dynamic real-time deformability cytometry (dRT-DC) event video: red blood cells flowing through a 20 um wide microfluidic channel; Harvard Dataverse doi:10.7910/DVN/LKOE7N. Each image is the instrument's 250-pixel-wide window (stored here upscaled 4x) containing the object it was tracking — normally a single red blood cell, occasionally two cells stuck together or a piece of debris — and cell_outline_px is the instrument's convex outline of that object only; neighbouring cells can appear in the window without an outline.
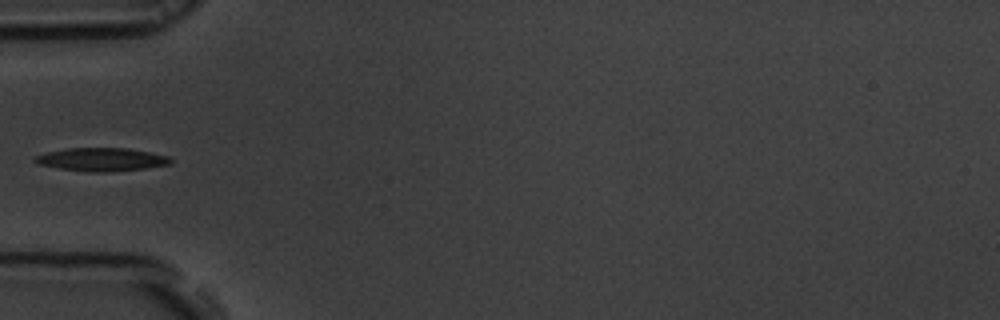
{"species": "common noctule bat (a hibernating species)", "species_latin": "Nyctalus noctula", "temperature_condition": "room temperature", "stored_images_in_passage": 34, "camera_frame_rate_fps": 3000, "um_per_image_px": 0.085, "animal": {"sex": "male", "body_mass_g": 19.5, "forearm_length_mm": 54.6}, "frame": {"image": 1, "passage_image": 1, "time_ms": 0.0, "image_size_px": [1000, 320], "cell_outline_px": [[172, 164], [144, 168], [108, 172], [88, 172], [60, 168], [36, 164], [32, 160], [36, 156], [48, 152], [68, 148], [128, 148], [168, 156], [172, 160]], "centroid_in_image_um": [8.62, 13.56], "position_along_channel_um": 76.4, "area_um2": 18.26}}
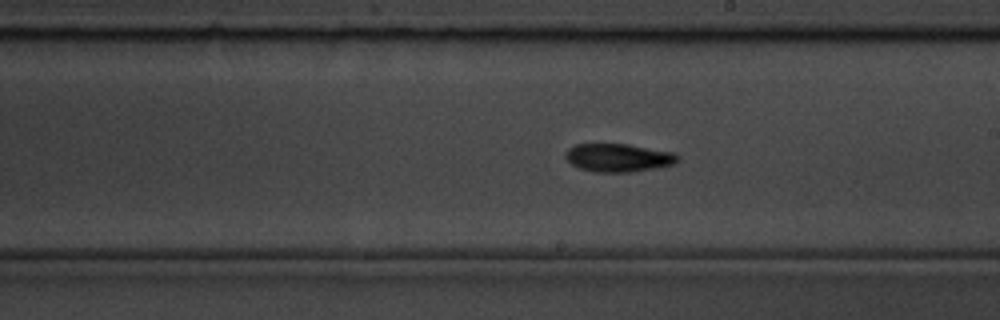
{"frame": {"image": 2, "passage_image": 14, "time_ms": 4.333, "image_size_px": [1000, 320], "cell_outline_px": [[680, 160], [676, 164], [656, 168], [632, 172], [592, 172], [580, 168], [572, 164], [564, 156], [564, 152], [568, 148], [576, 144], [628, 144], [672, 152], [680, 156]], "centroid_in_image_um": [52.58, 13.41], "position_along_channel_um": 236.4, "area_um2": 18.61}}
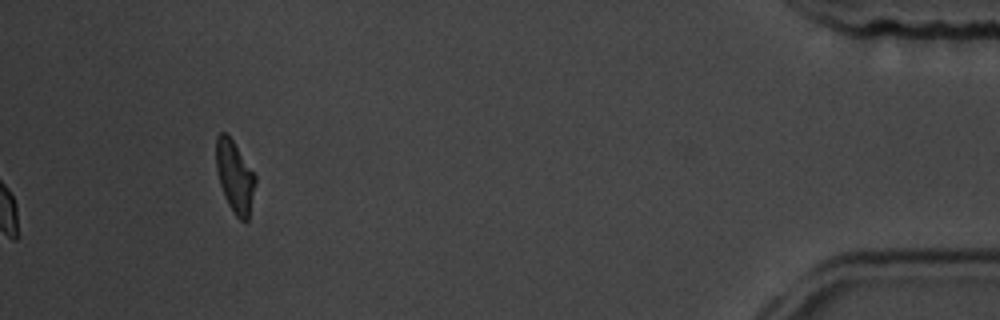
{"frame": {"image": 3, "passage_image": 34, "time_ms": 11.0, "image_size_px": [1000, 320], "cell_outline_px": [[256, 184], [248, 220], [240, 220], [236, 216], [228, 204], [224, 196], [220, 184], [216, 168], [216, 136], [220, 132], [224, 132], [232, 140], [256, 176]], "centroid_in_image_um": [19.95, 15.02], "position_along_channel_um": 415.2, "area_um2": 16.24}}